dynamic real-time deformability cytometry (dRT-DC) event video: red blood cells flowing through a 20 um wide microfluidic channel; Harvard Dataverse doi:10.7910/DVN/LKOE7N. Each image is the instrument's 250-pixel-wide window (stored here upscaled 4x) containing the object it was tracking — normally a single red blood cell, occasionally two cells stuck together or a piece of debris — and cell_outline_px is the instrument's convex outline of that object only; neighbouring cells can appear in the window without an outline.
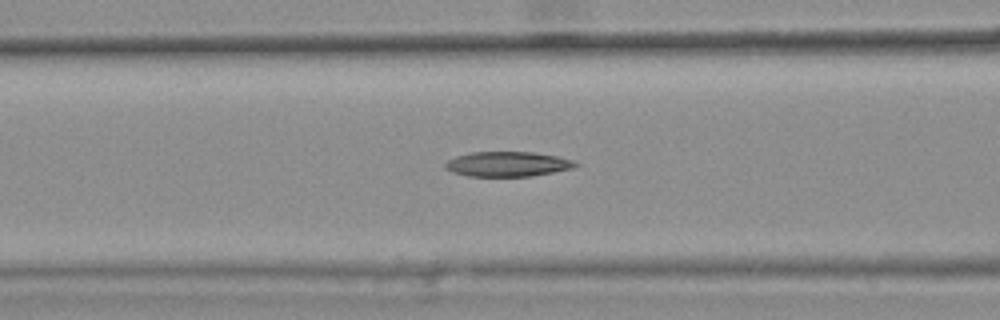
{"species": "common noctule bat (a hibernating species)", "species_latin": "Nyctalus noctula", "temperature_condition": "warm", "stored_images_in_passage": 45, "camera_frame_rate_fps": 3000, "um_per_image_px": 0.085, "animal": {"sex": "female", "body_mass_g": 25.1}, "frame": {"image": 1, "passage_image": 20, "time_ms": 6.333, "image_size_px": [1000, 320], "cell_outline_px": [[580, 164], [572, 168], [532, 176], [468, 176], [452, 172], [444, 168], [444, 164], [448, 160], [456, 156], [468, 152], [532, 152], [556, 156], [572, 160]], "centroid_in_image_um": [43.1, 13.94], "position_along_channel_um": 123.5, "area_um2": 18.84}}